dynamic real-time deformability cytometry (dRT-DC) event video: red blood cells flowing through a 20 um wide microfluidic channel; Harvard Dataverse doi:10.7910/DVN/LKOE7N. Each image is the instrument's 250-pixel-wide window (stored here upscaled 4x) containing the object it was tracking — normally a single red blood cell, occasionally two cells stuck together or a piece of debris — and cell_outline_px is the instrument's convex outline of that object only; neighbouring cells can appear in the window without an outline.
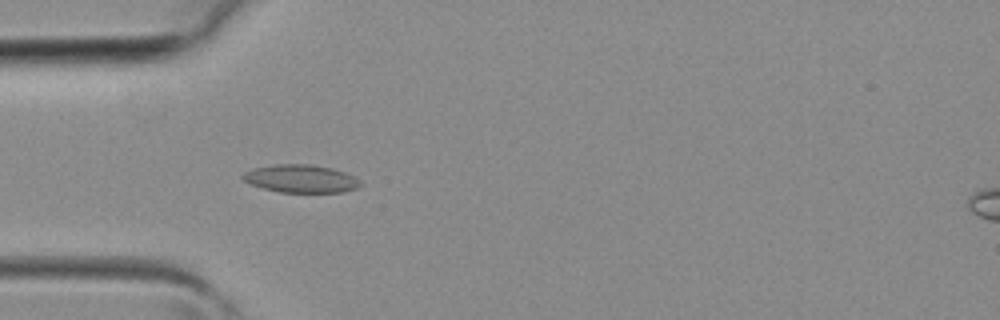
{"species": "common noctule bat (a hibernating species)", "species_latin": "Nyctalus noctula", "temperature_condition": "room temperature", "stored_images_in_passage": 39, "camera_frame_rate_fps": 3000, "um_per_image_px": 0.085, "animal": {"sex": "female", "body_mass_g": 19.3, "forearm_length_mm": 54.1}, "frame": {"image": 1, "passage_image": 11, "time_ms": 3.333, "image_size_px": [1000, 320], "cell_outline_px": [[364, 184], [356, 188], [344, 192], [280, 192], [264, 188], [252, 184], [244, 180], [240, 176], [244, 172], [252, 168], [276, 164], [308, 164], [332, 168], [356, 176]], "centroid_in_image_um": [25.61, 15.18], "position_along_channel_um": 59.4, "area_um2": 19.19}}
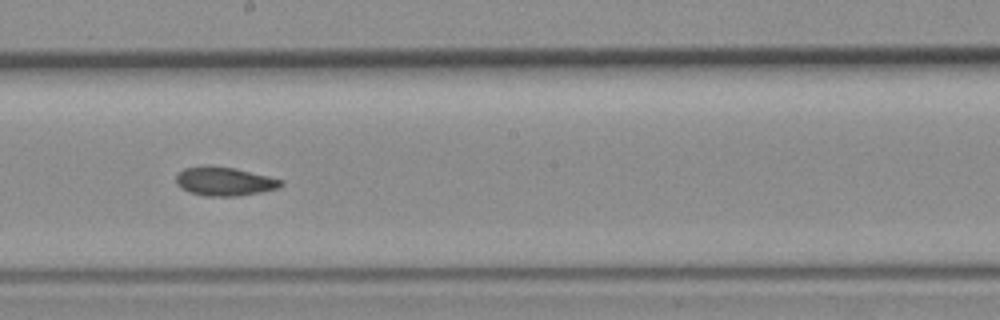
{"frame": {"image": 2, "passage_image": 21, "time_ms": 6.667, "image_size_px": [1000, 320], "cell_outline_px": [[284, 184], [280, 188], [260, 192], [236, 196], [204, 196], [188, 192], [180, 188], [176, 184], [176, 176], [184, 168], [208, 164], [236, 168], [284, 180]], "centroid_in_image_um": [19.07, 15.4], "position_along_channel_um": 229.1, "area_um2": 17.92}}
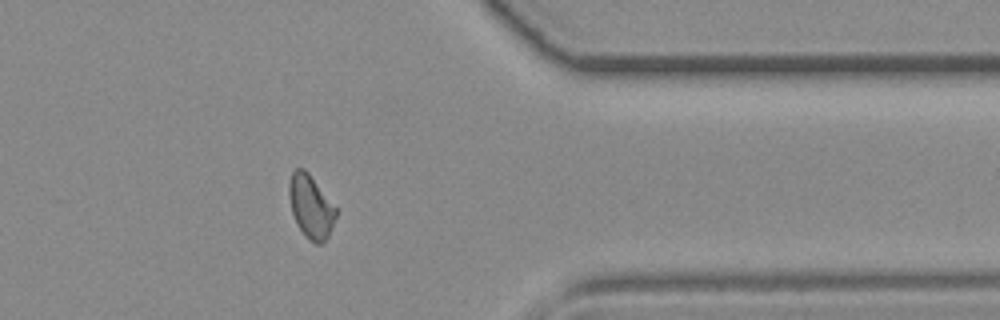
{"frame": {"image": 3, "passage_image": 31, "time_ms": 10.0, "image_size_px": [1000, 320], "cell_outline_px": [[336, 216], [328, 236], [320, 244], [316, 244], [308, 240], [304, 236], [296, 224], [292, 212], [288, 196], [288, 184], [292, 172], [296, 168], [304, 168], [308, 172], [336, 208]], "centroid_in_image_um": [26.38, 17.57], "position_along_channel_um": 385.0, "area_um2": 17.22}}